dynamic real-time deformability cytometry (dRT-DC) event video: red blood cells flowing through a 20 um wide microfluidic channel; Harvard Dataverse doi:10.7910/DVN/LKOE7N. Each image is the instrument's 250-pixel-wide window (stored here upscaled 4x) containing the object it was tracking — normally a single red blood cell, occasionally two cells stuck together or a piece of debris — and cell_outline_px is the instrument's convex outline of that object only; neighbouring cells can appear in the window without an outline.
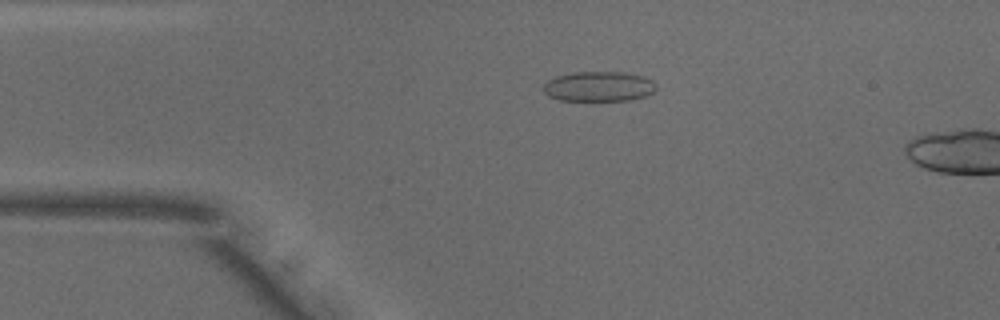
{"species": "common noctule bat (a hibernating species)", "species_latin": "Nyctalus noctula", "temperature_condition": "warm", "stored_images_in_passage": 7, "camera_frame_rate_fps": 3000, "um_per_image_px": 0.085, "animal": {"sex": "male", "body_mass_g": 18.8}, "frame": {"image": 1, "passage_image": 3, "time_ms": 0.667, "image_size_px": [1000, 320], "cell_outline_px": [[656, 88], [652, 92], [644, 96], [628, 100], [560, 100], [548, 96], [544, 92], [544, 84], [548, 80], [556, 76], [572, 72], [620, 72], [644, 76], [652, 80], [656, 84]], "centroid_in_image_um": [50.88, 7.34], "position_along_channel_um": 34.1, "area_um2": 19.59}}